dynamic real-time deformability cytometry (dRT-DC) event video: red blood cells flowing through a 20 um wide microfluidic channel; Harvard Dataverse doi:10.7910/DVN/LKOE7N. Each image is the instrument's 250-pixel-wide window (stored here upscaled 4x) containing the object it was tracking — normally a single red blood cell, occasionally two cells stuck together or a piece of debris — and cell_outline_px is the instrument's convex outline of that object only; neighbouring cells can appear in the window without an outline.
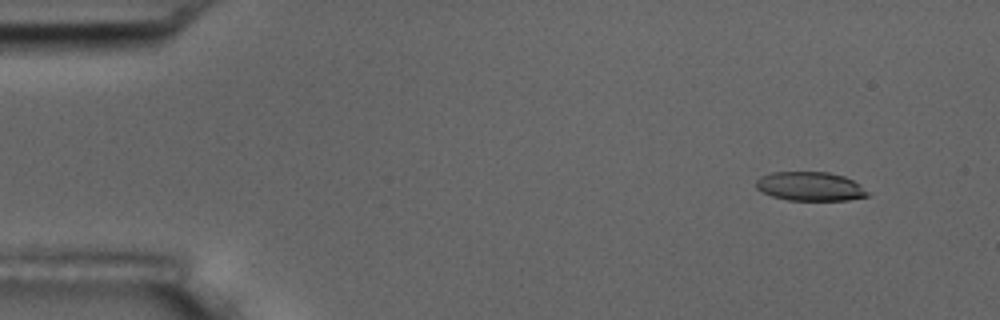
{"species": "common noctule bat (a hibernating species)", "species_latin": "Nyctalus noctula", "temperature_condition": "room temperature", "stored_images_in_passage": 9, "camera_frame_rate_fps": 3000, "um_per_image_px": 0.085, "animal": {"sex": "male", "body_mass_g": 17.5, "forearm_length_mm": 52.3}, "frame": {"image": 1, "passage_image": 1, "time_ms": 0.0, "image_size_px": [1000, 320], "cell_outline_px": [[868, 196], [848, 200], [788, 200], [772, 196], [760, 192], [756, 188], [756, 180], [760, 176], [772, 172], [828, 172], [844, 176], [852, 180], [868, 192]], "centroid_in_image_um": [68.81, 15.84], "position_along_channel_um": 16.2, "area_um2": 18.79}}
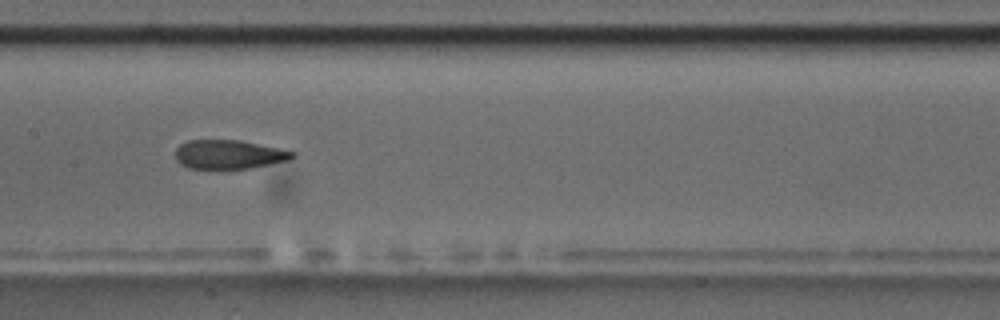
{"frame": {"image": 2, "passage_image": 8, "time_ms": 2.333, "image_size_px": [1000, 320], "cell_outline_px": [[296, 156], [288, 160], [248, 168], [188, 168], [180, 164], [176, 160], [176, 148], [180, 144], [188, 140], [240, 140], [280, 148], [296, 152]], "centroid_in_image_um": [19.45, 13.11], "position_along_channel_um": 187.9, "area_um2": 19.65}}
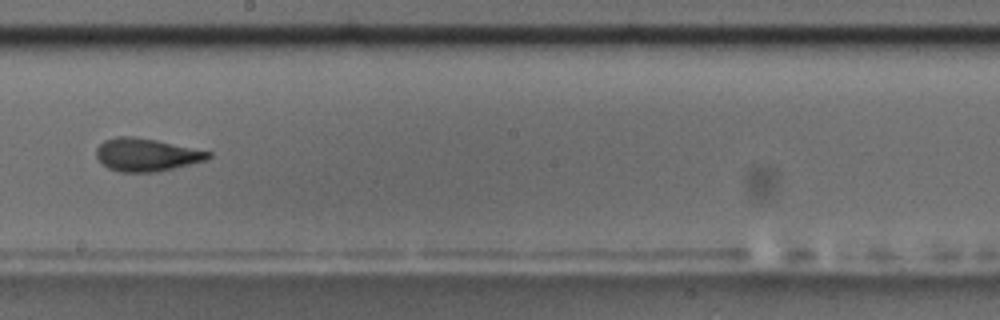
{"frame": {"image": 3, "passage_image": 9, "time_ms": 2.667, "image_size_px": [1000, 320], "cell_outline_px": [[212, 156], [208, 160], [156, 172], [120, 172], [108, 168], [96, 156], [96, 148], [104, 140], [116, 136], [136, 136], [156, 140], [212, 152]], "centroid_in_image_um": [12.45, 13.15], "position_along_channel_um": 235.7, "area_um2": 21.5}}